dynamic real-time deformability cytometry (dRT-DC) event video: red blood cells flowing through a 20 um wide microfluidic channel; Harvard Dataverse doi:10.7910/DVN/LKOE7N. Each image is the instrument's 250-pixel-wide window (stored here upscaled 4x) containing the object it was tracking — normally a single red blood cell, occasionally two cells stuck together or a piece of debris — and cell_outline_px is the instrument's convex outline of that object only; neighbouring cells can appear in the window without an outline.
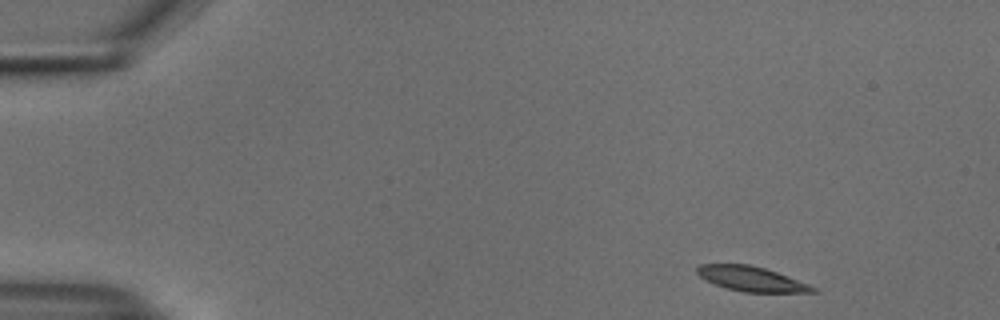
{"species": "common noctule bat (a hibernating species)", "species_latin": "Nyctalus noctula", "temperature_condition": "cold", "stored_images_in_passage": 49, "camera_frame_rate_fps": 3000, "um_per_image_px": 0.085, "animal": {"sex": "male", "body_mass_g": 18.8}, "frame": {"image": 1, "passage_image": 1, "time_ms": 0.0, "image_size_px": [1000, 320], "cell_outline_px": [[820, 292], [744, 292], [728, 288], [716, 284], [700, 276], [696, 272], [696, 268], [700, 264], [748, 264], [764, 268], [776, 272], [808, 284], [816, 288]], "centroid_in_image_um": [63.87, 23.7], "position_along_channel_um": 21.1, "area_um2": 16.36}}
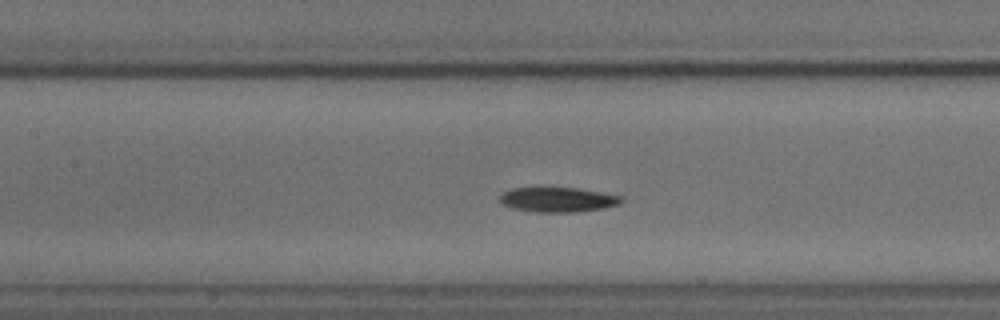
{"frame": {"image": 2, "passage_image": 20, "time_ms": 6.333, "image_size_px": [1000, 320], "cell_outline_px": [[624, 200], [620, 204], [604, 208], [576, 212], [536, 212], [516, 208], [500, 204], [500, 196], [504, 192], [512, 188], [540, 184], [576, 188], [624, 196]], "centroid_in_image_um": [47.39, 16.92], "position_along_channel_um": 160.0, "area_um2": 18.38}}
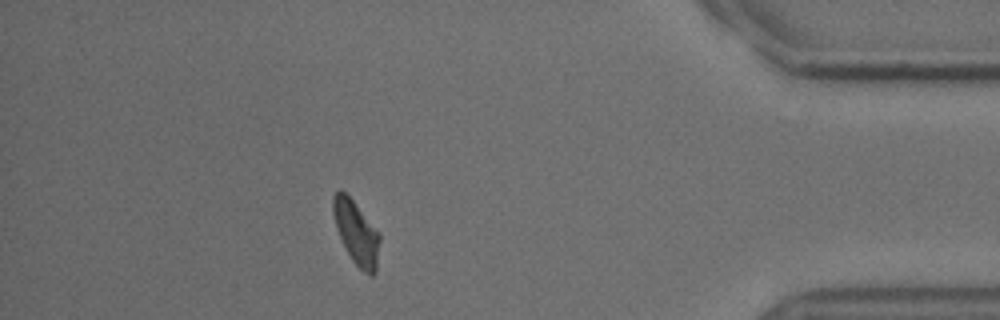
{"frame": {"image": 3, "passage_image": 43, "time_ms": 14.0, "image_size_px": [1000, 320], "cell_outline_px": [[380, 240], [376, 272], [372, 276], [364, 272], [352, 260], [336, 228], [332, 212], [332, 196], [340, 188], [352, 200], [380, 232]], "centroid_in_image_um": [30.29, 19.76], "position_along_channel_um": 404.9, "area_um2": 17.17}, "authors_computed_cell_mechanics": {"area_um2": 17.5134, "velocity_mm_per_s": 3.7153, "shape_relaxation_time_tau1_ms": 2.332, "shape_relaxation_time_tau2_ms": 9.3603, "deformation_change_tau1": 0.1401, "deformation_change_tau2": 0.1528}}